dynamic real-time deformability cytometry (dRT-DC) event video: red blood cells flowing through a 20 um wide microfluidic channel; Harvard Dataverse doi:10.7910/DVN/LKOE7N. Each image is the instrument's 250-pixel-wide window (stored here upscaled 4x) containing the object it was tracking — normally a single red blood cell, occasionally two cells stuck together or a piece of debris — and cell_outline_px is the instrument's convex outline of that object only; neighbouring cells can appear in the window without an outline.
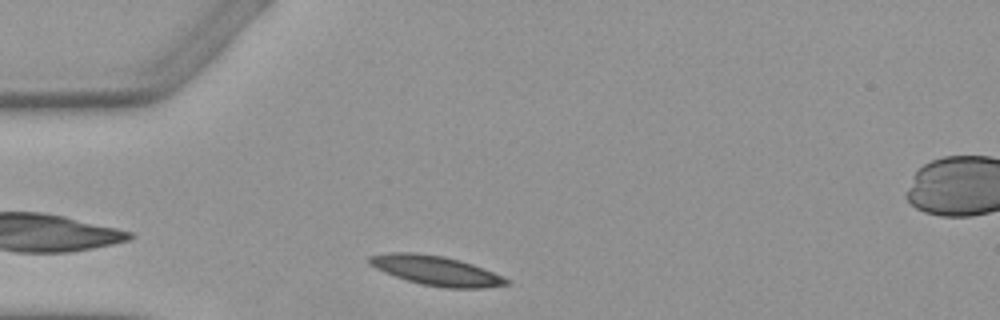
{"species": "Egyptian fruit bat (a non-hibernating species)", "species_latin": "Rousettus aegyptiacus", "temperature_condition": "warm", "stored_images_in_passage": 2, "camera_frame_rate_fps": 3000, "um_per_image_px": 0.085, "animal": {"sex": "female"}, "frame": {"image": 1, "passage_image": 1, "time_ms": 0.0, "image_size_px": [1000, 320], "cell_outline_px": [[512, 280], [508, 284], [484, 288], [444, 288], [420, 284], [384, 272], [368, 264], [368, 256], [392, 252], [416, 252], [444, 256], [460, 260], [472, 264], [504, 276]], "centroid_in_image_um": [37.08, 23.0], "position_along_channel_um": 47.9, "area_um2": 23.7}}